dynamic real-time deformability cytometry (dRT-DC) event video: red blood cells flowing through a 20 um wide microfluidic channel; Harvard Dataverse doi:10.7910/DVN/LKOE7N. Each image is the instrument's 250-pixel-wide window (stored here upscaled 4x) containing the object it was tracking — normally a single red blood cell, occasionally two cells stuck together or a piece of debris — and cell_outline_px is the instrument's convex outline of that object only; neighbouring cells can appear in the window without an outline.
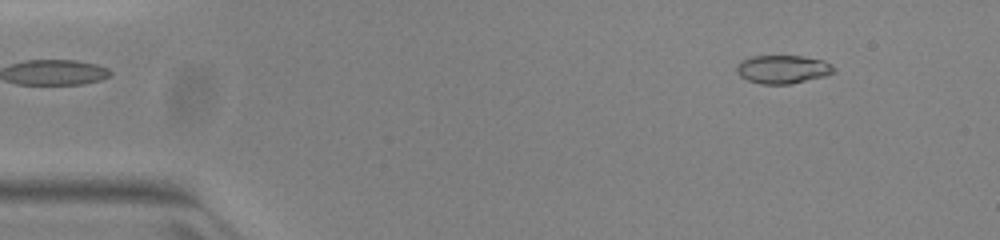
{"species": "common noctule bat (a hibernating species)", "species_latin": "Nyctalus noctula", "temperature_condition": "warm", "stored_images_in_passage": 47, "camera_frame_rate_fps": 3000, "um_per_image_px": 0.085, "animal": {"sex": "female", "body_mass_g": 23.0, "forearm_length_mm": 53.4}, "frame": {"image": 1, "passage_image": 1, "time_ms": 0.0, "image_size_px": [1000, 240], "cell_outline_px": [[836, 72], [824, 76], [788, 84], [760, 84], [748, 80], [740, 76], [736, 72], [736, 68], [740, 60], [752, 56], [800, 56], [824, 60], [832, 64], [836, 68]], "centroid_in_image_um": [66.54, 5.88], "position_along_channel_um": 18.5, "area_um2": 16.13}}
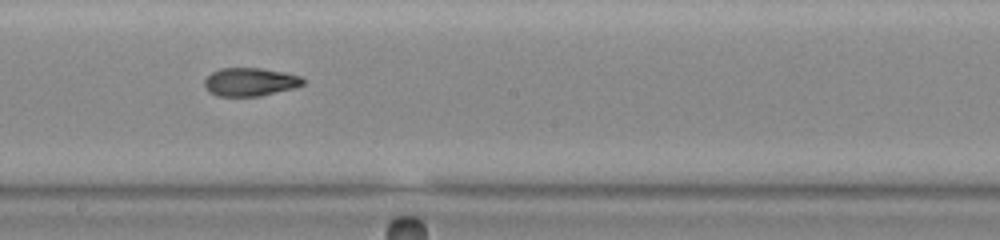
{"frame": {"image": 2, "passage_image": 24, "time_ms": 7.667, "image_size_px": [1000, 240], "cell_outline_px": [[304, 84], [292, 88], [260, 96], [216, 96], [208, 92], [204, 84], [204, 80], [212, 72], [220, 68], [260, 68], [284, 72], [300, 76], [304, 80]], "centroid_in_image_um": [21.22, 6.96], "position_along_channel_um": 227.0, "area_um2": 16.18}}
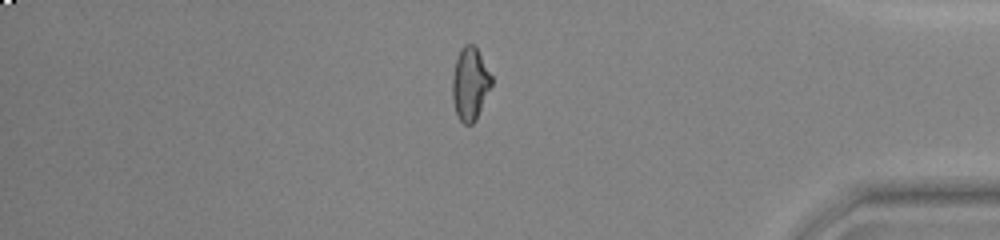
{"frame": {"image": 3, "passage_image": 39, "time_ms": 12.667, "image_size_px": [1000, 240], "cell_outline_px": [[492, 84], [476, 120], [472, 124], [464, 124], [460, 120], [456, 112], [452, 100], [452, 76], [456, 56], [460, 48], [464, 44], [472, 44], [476, 48], [492, 76]], "centroid_in_image_um": [39.93, 7.12], "position_along_channel_um": 395.3, "area_um2": 16.65}, "authors_computed_cell_mechanics": {"area_um2": 16.5308, "velocity_mm_per_s": 3.9918, "shape_relaxation_time_tau1_ms": null, "shape_relaxation_time_tau2_ms": 1.7976, "deformation_change_tau1": null, "deformation_change_tau2": 0.0769}}